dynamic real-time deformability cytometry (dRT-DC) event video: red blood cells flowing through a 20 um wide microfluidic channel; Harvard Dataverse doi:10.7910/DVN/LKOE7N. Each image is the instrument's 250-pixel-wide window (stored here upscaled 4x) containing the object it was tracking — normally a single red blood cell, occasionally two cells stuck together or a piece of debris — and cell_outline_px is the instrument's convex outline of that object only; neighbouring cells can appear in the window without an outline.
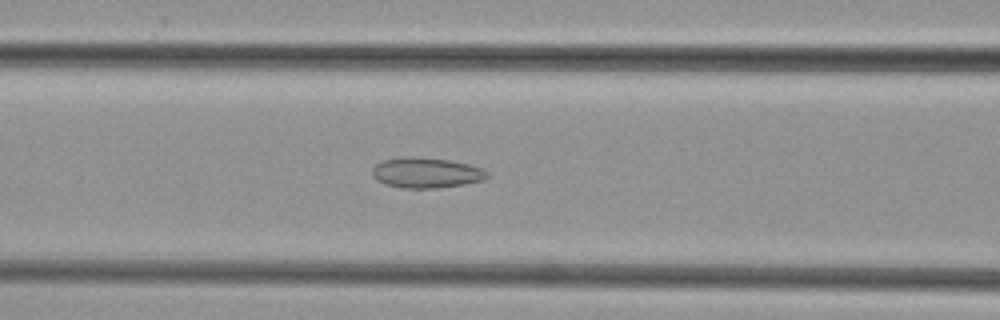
{"species": "common noctule bat (a hibernating species)", "species_latin": "Nyctalus noctula", "temperature_condition": "cold", "stored_images_in_passage": 40, "camera_frame_rate_fps": 3000, "um_per_image_px": 0.085, "animal": {"sex": "female", "body_mass_g": 29.2, "forearm_length_mm": 56.3}, "frame": {"image": 1, "passage_image": 12, "time_ms": 3.667, "image_size_px": [1000, 320], "cell_outline_px": [[488, 176], [484, 180], [464, 184], [436, 188], [400, 188], [384, 184], [376, 180], [372, 176], [372, 168], [376, 164], [384, 160], [448, 160], [468, 164], [480, 168], [488, 172]], "centroid_in_image_um": [36.24, 14.75], "position_along_channel_um": 130.4, "area_um2": 19.36}}
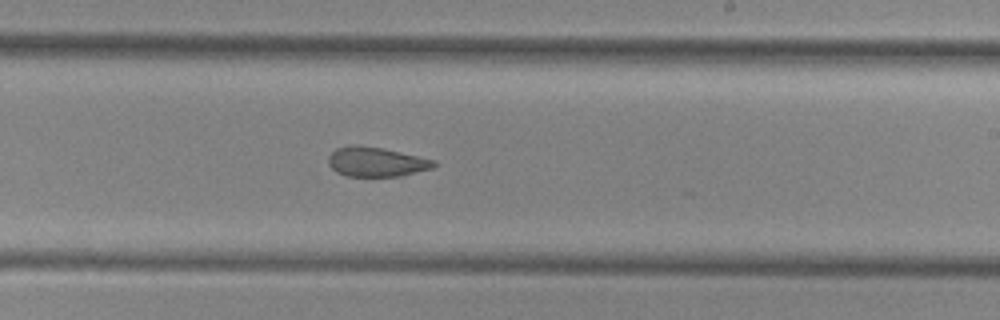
{"frame": {"image": 2, "passage_image": 21, "time_ms": 6.667, "image_size_px": [1000, 320], "cell_outline_px": [[436, 164], [432, 168], [404, 176], [348, 176], [336, 172], [328, 164], [328, 156], [336, 148], [352, 144], [384, 148], [436, 160]], "centroid_in_image_um": [31.98, 13.75], "position_along_channel_um": 257.0, "area_um2": 18.32}}
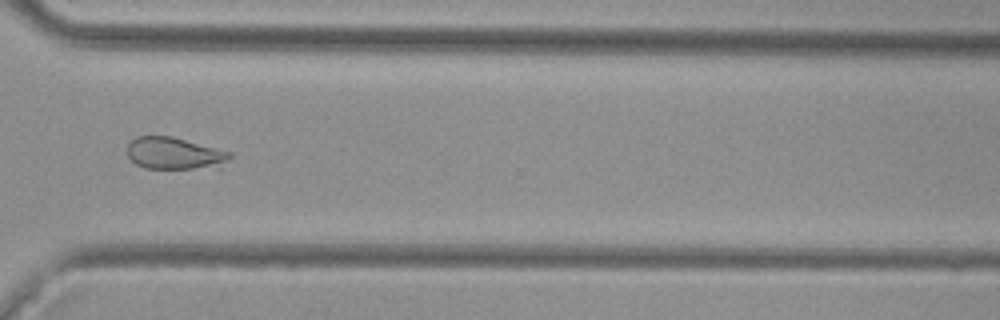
{"frame": {"image": 3, "passage_image": 28, "time_ms": 9.0, "image_size_px": [1000, 320], "cell_outline_px": [[232, 156], [220, 168], [144, 168], [136, 164], [128, 156], [128, 144], [136, 136], [172, 136], [232, 152]], "centroid_in_image_um": [14.87, 13.04], "position_along_channel_um": 355.7, "area_um2": 19.25}}